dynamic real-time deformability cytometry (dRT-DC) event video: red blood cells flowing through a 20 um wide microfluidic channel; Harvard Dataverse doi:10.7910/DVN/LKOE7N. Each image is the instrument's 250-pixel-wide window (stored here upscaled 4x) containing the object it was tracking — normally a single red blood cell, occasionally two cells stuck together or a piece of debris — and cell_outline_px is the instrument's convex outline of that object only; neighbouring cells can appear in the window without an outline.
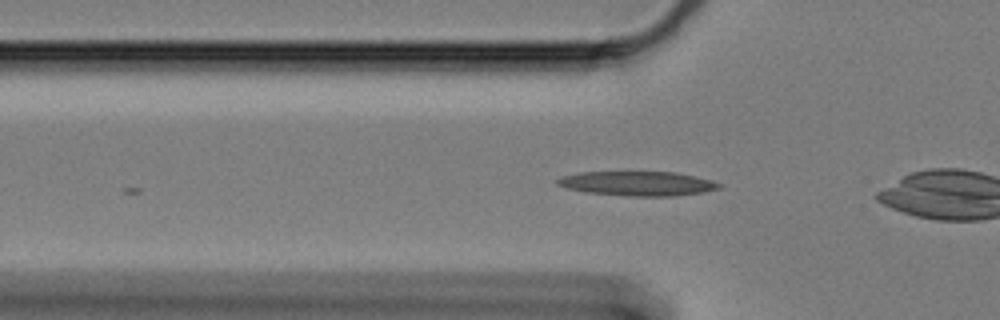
{"species": "Egyptian fruit bat (a non-hibernating species)", "species_latin": "Rousettus aegyptiacus", "temperature_condition": "cold", "stored_images_in_passage": 17, "camera_frame_rate_fps": 3000, "um_per_image_px": 0.085, "animal": {"sex": "female"}, "frame": {"image": 1, "passage_image": 3, "time_ms": 0.667, "image_size_px": [1000, 320], "cell_outline_px": [[724, 184], [720, 188], [704, 192], [676, 196], [628, 196], [584, 192], [568, 188], [556, 184], [556, 180], [564, 176], [580, 172], [676, 172], [696, 176]], "centroid_in_image_um": [54.24, 15.6], "position_along_channel_um": 71.6, "area_um2": 23.06}}
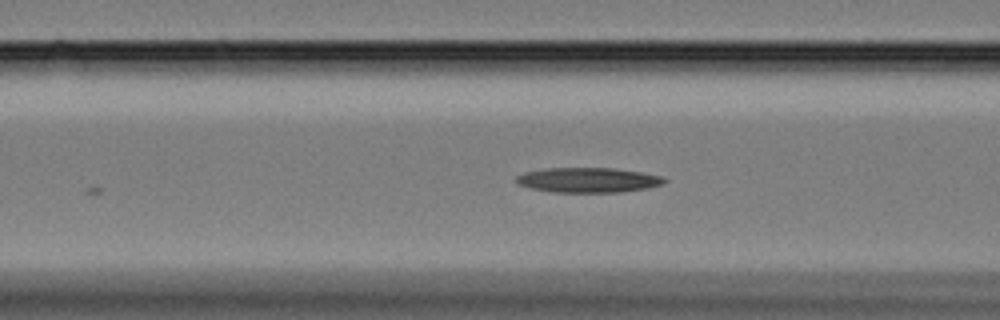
{"frame": {"image": 2, "passage_image": 7, "time_ms": 2.0, "image_size_px": [1000, 320], "cell_outline_px": [[668, 180], [664, 184], [648, 188], [624, 192], [552, 192], [528, 188], [516, 184], [512, 180], [516, 176], [524, 172], [544, 168], [616, 168], [664, 176]], "centroid_in_image_um": [49.96, 15.3], "position_along_channel_um": 116.6, "area_um2": 21.96}}
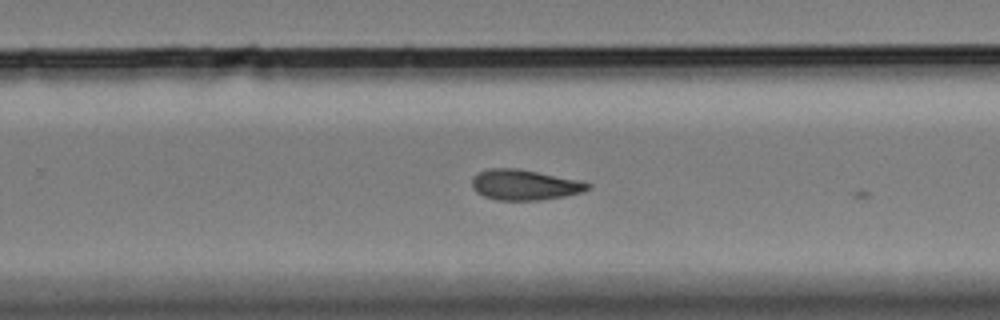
{"frame": {"image": 3, "passage_image": 16, "time_ms": 5.0, "image_size_px": [1000, 320], "cell_outline_px": [[592, 184], [584, 192], [564, 196], [540, 200], [496, 200], [484, 196], [476, 192], [472, 188], [472, 176], [488, 168], [520, 168], [580, 180]], "centroid_in_image_um": [44.58, 15.7], "position_along_channel_um": 285.2, "area_um2": 20.75}}